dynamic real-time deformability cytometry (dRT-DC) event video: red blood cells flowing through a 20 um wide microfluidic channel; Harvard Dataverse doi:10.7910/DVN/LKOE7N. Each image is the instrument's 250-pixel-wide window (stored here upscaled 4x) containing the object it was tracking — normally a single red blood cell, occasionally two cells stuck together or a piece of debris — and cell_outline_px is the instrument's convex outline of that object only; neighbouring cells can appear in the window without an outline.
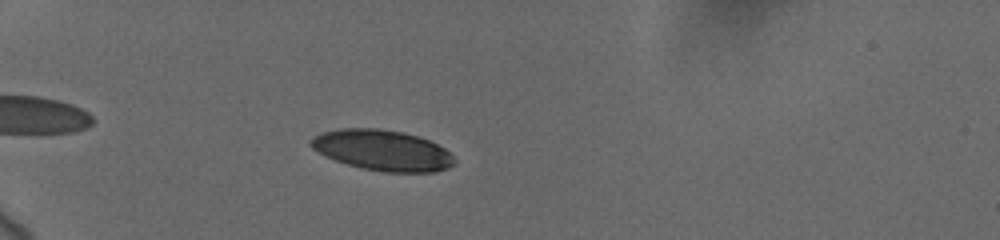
{"species": "human", "species_latin": "Homo sapiens", "temperature_condition": "cold", "stored_images_in_passage": 7, "camera_frame_rate_fps": 3000, "um_per_image_px": 0.085, "donor": {"sex": "female"}, "frame": {"image": 1, "passage_image": 5, "time_ms": 4.333, "image_size_px": [1000, 240], "cell_outline_px": [[456, 164], [448, 168], [436, 172], [384, 172], [364, 168], [348, 164], [336, 160], [312, 148], [308, 144], [312, 136], [320, 132], [340, 128], [376, 128], [404, 132], [428, 140], [444, 148], [456, 160]], "centroid_in_image_um": [32.51, 12.77], "position_along_channel_um": 52.5, "area_um2": 33.93}}
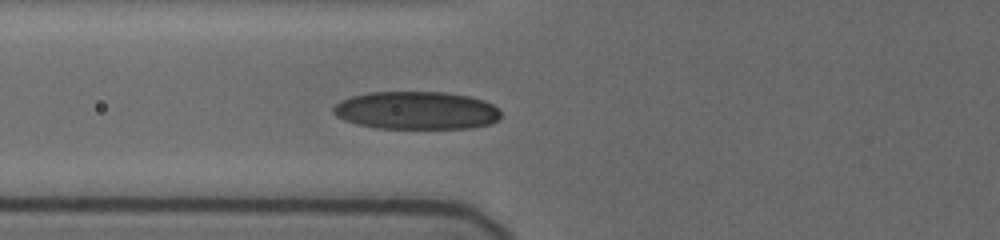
{"frame": {"image": 2, "passage_image": 7, "time_ms": 6.333, "image_size_px": [1000, 240], "cell_outline_px": [[500, 116], [492, 124], [472, 128], [376, 128], [356, 124], [344, 120], [336, 116], [332, 112], [332, 108], [340, 100], [352, 96], [368, 92], [444, 92], [468, 96], [484, 100], [492, 104], [500, 112]], "centroid_in_image_um": [35.37, 9.39], "position_along_channel_um": 90.4, "area_um2": 37.17}}